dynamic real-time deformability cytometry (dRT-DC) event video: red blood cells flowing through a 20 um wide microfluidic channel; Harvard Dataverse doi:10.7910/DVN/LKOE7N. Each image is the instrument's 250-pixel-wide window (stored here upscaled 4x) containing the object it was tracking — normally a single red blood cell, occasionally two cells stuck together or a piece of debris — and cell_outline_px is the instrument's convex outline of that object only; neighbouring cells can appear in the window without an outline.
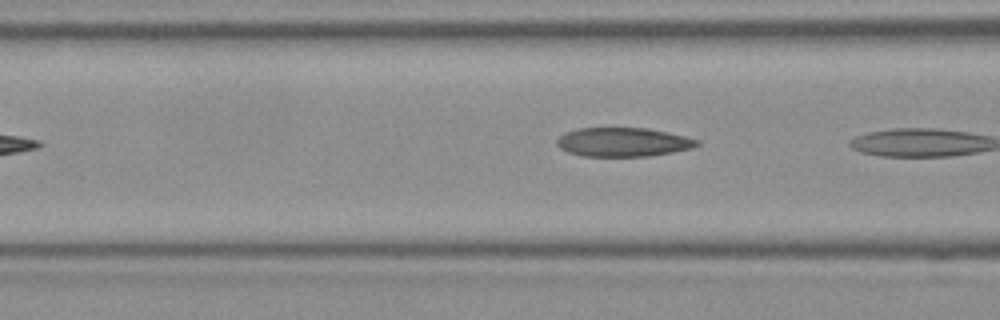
{"species": "Egyptian fruit bat (a non-hibernating species)", "species_latin": "Rousettus aegyptiacus", "temperature_condition": "room temperature", "stored_images_in_passage": 4, "camera_frame_rate_fps": 3000, "um_per_image_px": 0.085, "frame": {"image": 1, "passage_image": 4, "time_ms": 1.0, "image_size_px": [1000, 320], "cell_outline_px": [[700, 144], [692, 148], [672, 152], [648, 156], [580, 156], [568, 152], [560, 148], [556, 144], [556, 140], [564, 132], [576, 128], [648, 128], [668, 132], [700, 140]], "centroid_in_image_um": [52.94, 12.07], "position_along_channel_um": 113.7, "area_um2": 23.76}}